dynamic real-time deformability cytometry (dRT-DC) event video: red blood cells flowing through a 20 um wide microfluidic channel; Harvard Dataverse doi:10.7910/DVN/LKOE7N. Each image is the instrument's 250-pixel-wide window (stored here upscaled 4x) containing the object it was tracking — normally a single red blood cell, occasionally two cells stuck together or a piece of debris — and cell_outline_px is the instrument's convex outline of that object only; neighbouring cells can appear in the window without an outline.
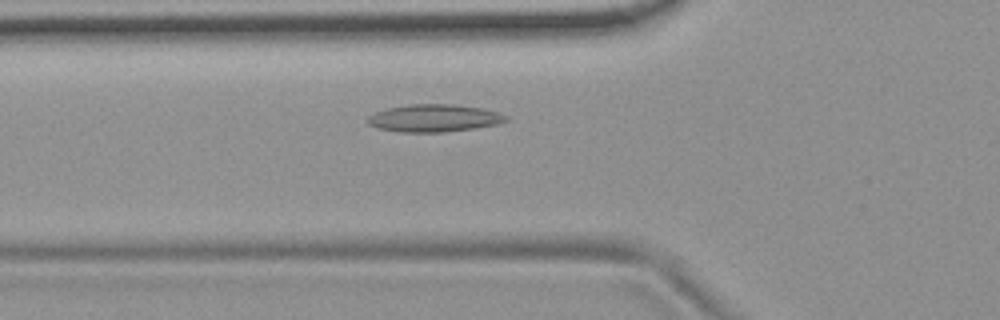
{"species": "common noctule bat (a hibernating species)", "species_latin": "Nyctalus noctula", "temperature_condition": "room temperature", "stored_images_in_passage": 24, "camera_frame_rate_fps": 3000, "um_per_image_px": 0.085, "animal": {"sex": "female", "body_mass_g": 19.9}, "frame": {"image": 1, "passage_image": 5, "time_ms": 1.333, "image_size_px": [1000, 320], "cell_outline_px": [[508, 120], [500, 124], [476, 128], [444, 132], [400, 132], [376, 128], [368, 124], [364, 120], [368, 116], [384, 108], [408, 104], [456, 104], [484, 108], [500, 112], [508, 116]], "centroid_in_image_um": [36.9, 10.03], "position_along_channel_um": 88.9, "area_um2": 22.72}}
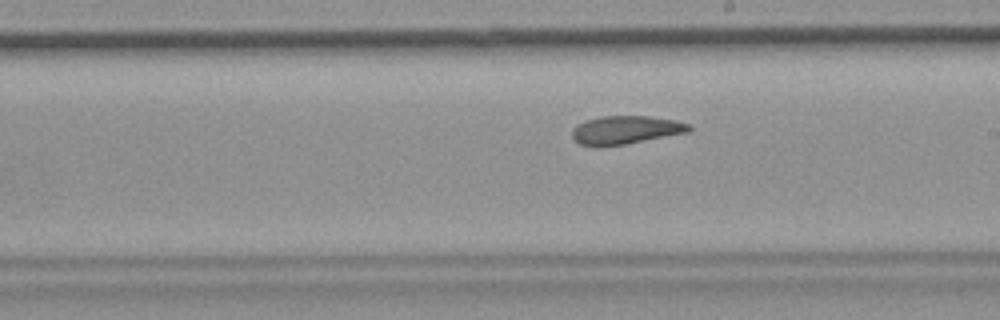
{"frame": {"image": 2, "passage_image": 17, "time_ms": 5.333, "image_size_px": [1000, 320], "cell_outline_px": [[692, 128], [688, 132], [624, 144], [600, 148], [580, 144], [572, 136], [572, 128], [576, 124], [584, 120], [600, 116], [648, 116], [676, 120], [688, 124]], "centroid_in_image_um": [53.11, 11.05], "position_along_channel_um": 235.9, "area_um2": 19.42}}
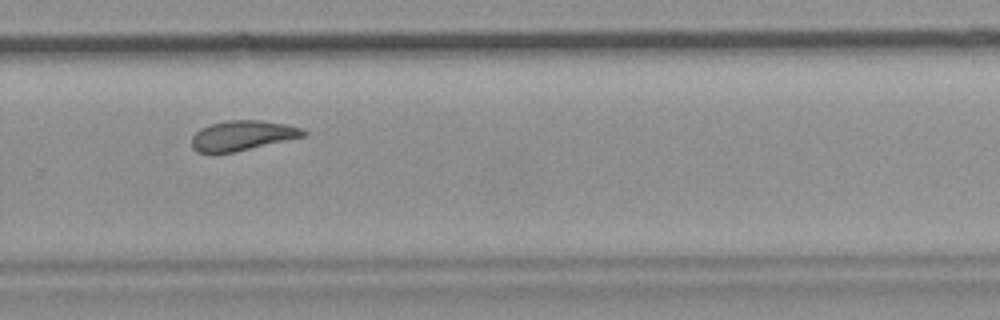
{"frame": {"image": 3, "passage_image": 23, "time_ms": 7.333, "image_size_px": [1000, 320], "cell_outline_px": [[308, 132], [304, 136], [236, 152], [196, 152], [192, 148], [192, 136], [200, 128], [208, 124], [228, 120], [260, 120], [284, 124], [300, 128]], "centroid_in_image_um": [20.57, 11.51], "position_along_channel_um": 309.2, "area_um2": 19.36}}